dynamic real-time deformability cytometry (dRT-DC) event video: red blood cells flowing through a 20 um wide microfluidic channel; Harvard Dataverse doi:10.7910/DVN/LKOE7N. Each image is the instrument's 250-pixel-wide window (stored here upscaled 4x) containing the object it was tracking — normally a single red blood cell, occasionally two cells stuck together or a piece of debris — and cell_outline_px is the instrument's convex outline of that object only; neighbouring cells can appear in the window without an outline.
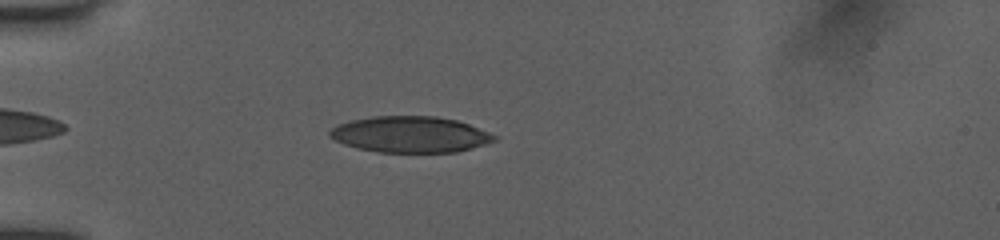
{"species": "human", "species_latin": "Homo sapiens", "temperature_condition": "room temperature", "stored_images_in_passage": 39, "camera_frame_rate_fps": 3000, "um_per_image_px": 0.085, "donor": {"sex": "female"}, "frame": {"image": 1, "passage_image": 5, "time_ms": 1.333, "image_size_px": [1000, 240], "cell_outline_px": [[500, 136], [496, 140], [472, 148], [456, 152], [380, 152], [356, 148], [344, 144], [328, 136], [328, 132], [336, 124], [352, 120], [372, 116], [436, 116], [456, 120], [468, 124]], "centroid_in_image_um": [34.86, 11.42], "position_along_channel_um": 50.1, "area_um2": 34.74}}
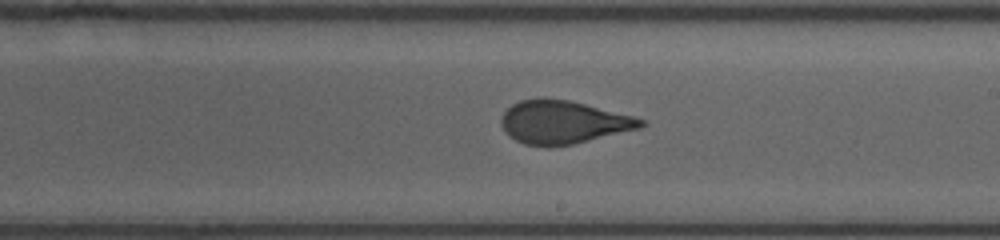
{"frame": {"image": 2, "passage_image": 20, "time_ms": 6.667, "image_size_px": [1000, 240], "cell_outline_px": [[648, 124], [640, 128], [572, 144], [548, 148], [524, 144], [516, 140], [500, 124], [500, 116], [512, 104], [520, 100], [544, 96], [568, 100], [648, 120]], "centroid_in_image_um": [47.85, 10.38], "position_along_channel_um": 241.1, "area_um2": 35.2}}
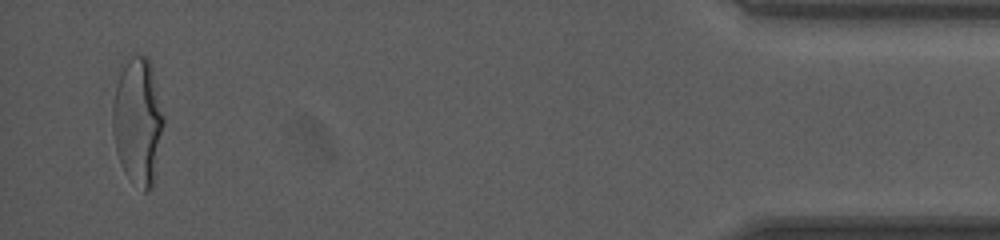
{"frame": {"image": 3, "passage_image": 39, "time_ms": 13.0, "image_size_px": [1000, 240], "cell_outline_px": [[164, 124], [152, 188], [148, 192], [144, 192], [124, 172], [120, 164], [116, 152], [112, 132], [112, 104], [116, 84], [120, 72], [128, 60], [132, 56], [148, 56], [152, 64], [164, 116]], "centroid_in_image_um": [11.71, 10.3], "position_along_channel_um": 423.5, "area_um2": 37.92}, "authors_computed_cell_mechanics": {"area_um2": 35.4314, "velocity_mm_per_s": 3.9972, "shape_relaxation_time_tau1_ms": 5.3579, "shape_relaxation_time_tau2_ms": 0.8353, "deformation_change_tau1": 0.2048, "deformation_change_tau2": 0.084}}